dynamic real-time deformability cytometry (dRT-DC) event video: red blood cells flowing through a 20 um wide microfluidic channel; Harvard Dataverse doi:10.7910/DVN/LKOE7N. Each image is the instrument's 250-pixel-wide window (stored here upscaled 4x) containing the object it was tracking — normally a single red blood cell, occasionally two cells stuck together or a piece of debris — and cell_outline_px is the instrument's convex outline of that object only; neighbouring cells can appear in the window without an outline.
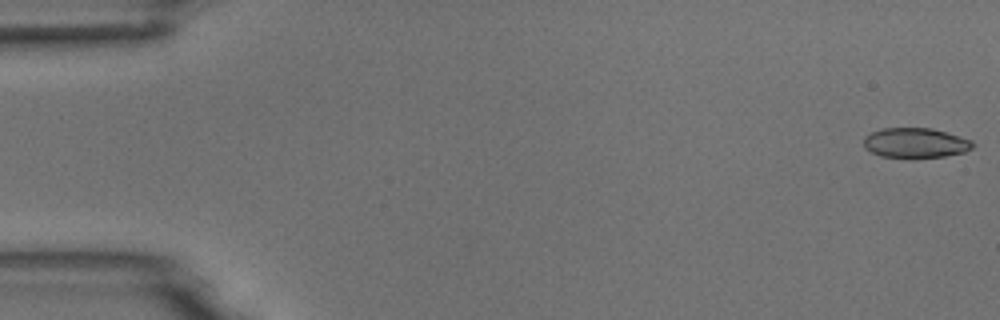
{"species": "common noctule bat (a hibernating species)", "species_latin": "Nyctalus noctula", "temperature_condition": "room temperature", "stored_images_in_passage": 6, "camera_frame_rate_fps": 3000, "um_per_image_px": 0.085, "animal": {"sex": "male", "body_mass_g": 18.8}, "frame": {"image": 1, "passage_image": 1, "time_ms": 0.0, "image_size_px": [1000, 320], "cell_outline_px": [[976, 144], [972, 148], [964, 152], [944, 156], [912, 160], [880, 156], [864, 148], [864, 136], [872, 132], [884, 128], [932, 128], [972, 140]], "centroid_in_image_um": [77.81, 12.18], "position_along_channel_um": 7.2, "area_um2": 19.54}}
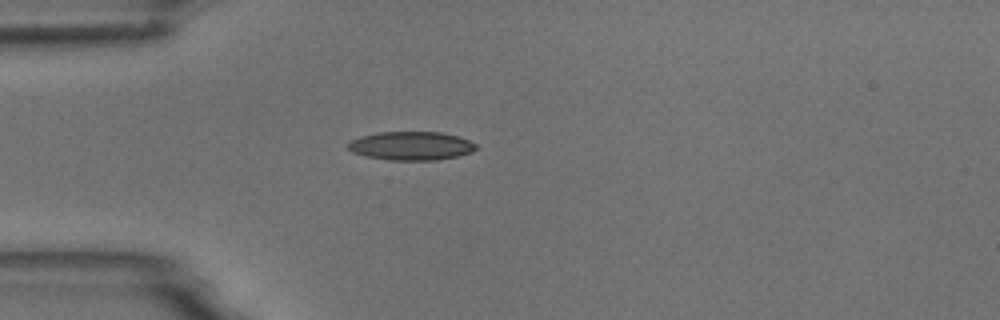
{"frame": {"image": 2, "passage_image": 5, "time_ms": 4.667, "image_size_px": [1000, 320], "cell_outline_px": [[476, 148], [472, 152], [456, 156], [436, 160], [388, 160], [364, 156], [352, 152], [344, 144], [348, 140], [360, 136], [380, 132], [440, 132], [456, 136], [468, 140], [476, 144]], "centroid_in_image_um": [34.86, 12.4], "position_along_channel_um": 50.1, "area_um2": 21.44}}